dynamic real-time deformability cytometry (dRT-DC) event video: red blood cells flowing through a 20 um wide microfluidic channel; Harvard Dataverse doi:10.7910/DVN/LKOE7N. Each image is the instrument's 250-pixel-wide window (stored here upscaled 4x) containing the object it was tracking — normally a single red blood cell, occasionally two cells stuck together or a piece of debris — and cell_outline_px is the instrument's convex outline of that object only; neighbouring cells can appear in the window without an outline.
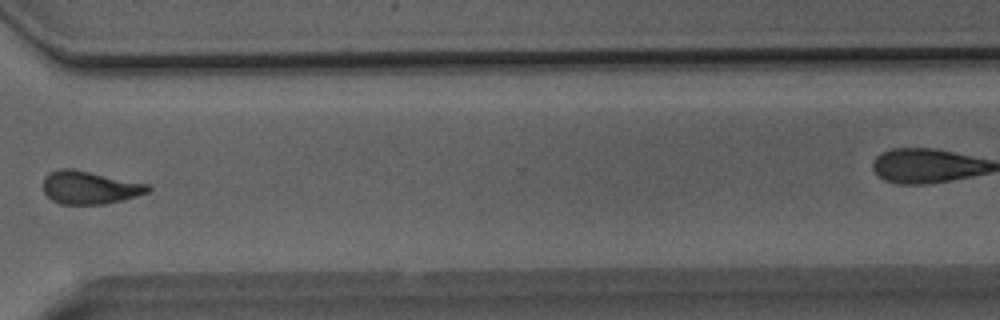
{"species": "Egyptian fruit bat (a non-hibernating species)", "species_latin": "Rousettus aegyptiacus", "temperature_condition": "room temperature", "stored_images_in_passage": 33, "camera_frame_rate_fps": 3000, "um_per_image_px": 0.085, "animal": {"sex": "male"}, "frame": {"image": 1, "passage_image": 24, "time_ms": 7.667, "image_size_px": [1000, 320], "cell_outline_px": [[152, 188], [148, 192], [124, 200], [104, 204], [60, 204], [52, 200], [44, 192], [44, 176], [48, 172], [60, 168], [72, 168], [148, 184]], "centroid_in_image_um": [7.6, 15.93], "position_along_channel_um": 363.0, "area_um2": 20.17}}
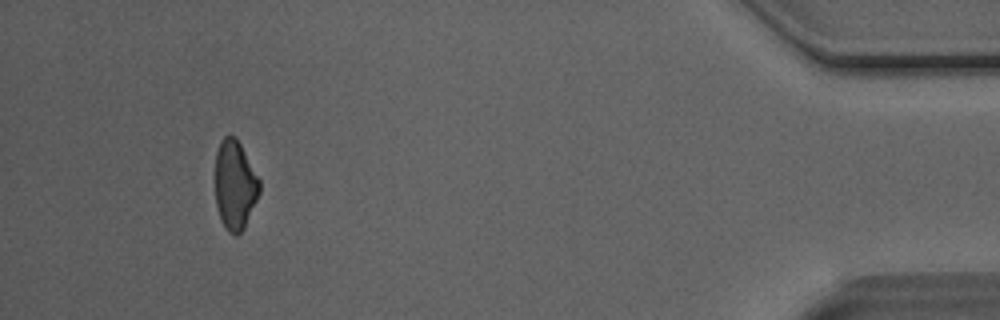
{"frame": {"image": 2, "passage_image": 33, "time_ms": 10.667, "image_size_px": [1000, 320], "cell_outline_px": [[260, 192], [244, 228], [236, 236], [228, 232], [220, 220], [216, 204], [216, 152], [220, 140], [224, 136], [236, 136], [260, 180]], "centroid_in_image_um": [19.97, 15.73], "position_along_channel_um": 415.2, "area_um2": 23.0}}